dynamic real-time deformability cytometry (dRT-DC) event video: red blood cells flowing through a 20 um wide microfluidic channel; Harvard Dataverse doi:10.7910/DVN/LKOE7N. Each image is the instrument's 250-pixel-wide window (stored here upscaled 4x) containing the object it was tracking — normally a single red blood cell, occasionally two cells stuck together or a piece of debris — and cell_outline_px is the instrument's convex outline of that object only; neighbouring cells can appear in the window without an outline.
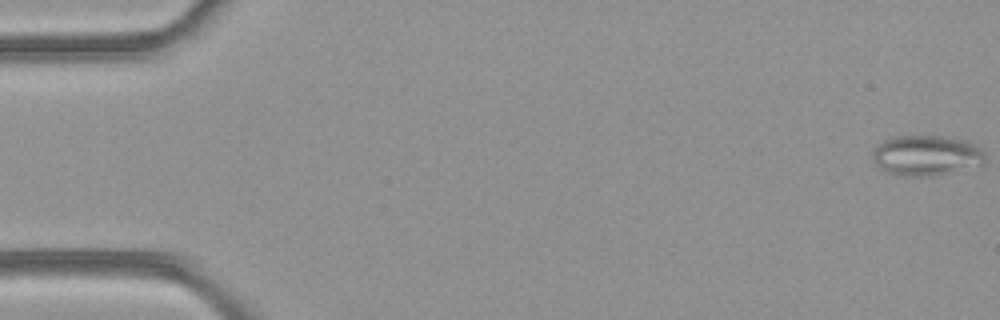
{"species": "common noctule bat (a hibernating species)", "species_latin": "Nyctalus noctula", "temperature_condition": "room temperature", "stored_images_in_passage": 47, "camera_frame_rate_fps": 3000, "um_per_image_px": 0.085, "animal": {"sex": "female", "body_mass_g": 21.9}, "frame": {"image": 1, "passage_image": 1, "time_ms": 0.0, "image_size_px": [1000, 320], "cell_outline_px": [[984, 164], [932, 176], [896, 176], [884, 172], [876, 168], [872, 160], [872, 152], [884, 140], [892, 136], [944, 136], [968, 140], [976, 144], [984, 152]], "centroid_in_image_um": [78.7, 13.22], "position_along_channel_um": 6.3, "area_um2": 26.88}}
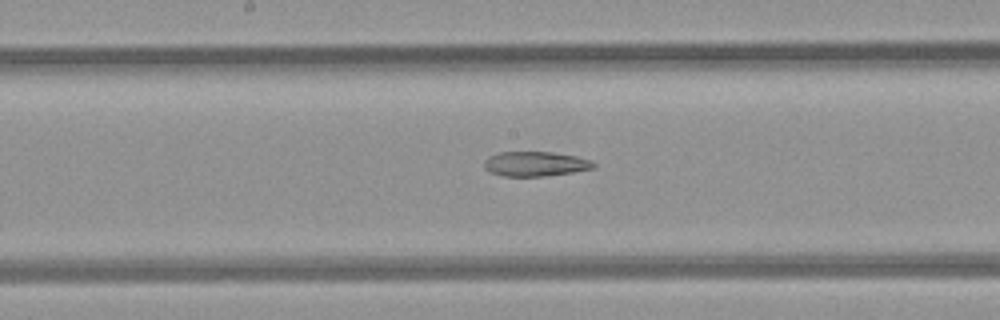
{"frame": {"image": 2, "passage_image": 27, "time_ms": 8.667, "image_size_px": [1000, 320], "cell_outline_px": [[596, 168], [572, 172], [544, 176], [504, 176], [492, 172], [484, 168], [484, 160], [488, 156], [500, 152], [552, 152], [576, 156], [592, 160], [596, 164]], "centroid_in_image_um": [45.53, 13.92], "position_along_channel_um": 202.7, "area_um2": 15.78}}
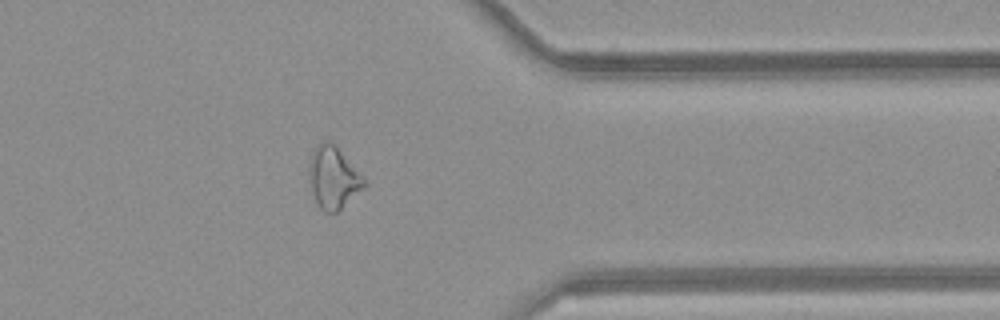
{"frame": {"image": 3, "passage_image": 41, "time_ms": 13.333, "image_size_px": [1000, 320], "cell_outline_px": [[368, 184], [364, 188], [336, 212], [324, 212], [320, 208], [308, 184], [308, 164], [312, 152], [316, 144], [320, 140], [328, 140], [340, 152]], "centroid_in_image_um": [28.26, 15.1], "position_along_channel_um": 383.1, "area_um2": 19.59}}